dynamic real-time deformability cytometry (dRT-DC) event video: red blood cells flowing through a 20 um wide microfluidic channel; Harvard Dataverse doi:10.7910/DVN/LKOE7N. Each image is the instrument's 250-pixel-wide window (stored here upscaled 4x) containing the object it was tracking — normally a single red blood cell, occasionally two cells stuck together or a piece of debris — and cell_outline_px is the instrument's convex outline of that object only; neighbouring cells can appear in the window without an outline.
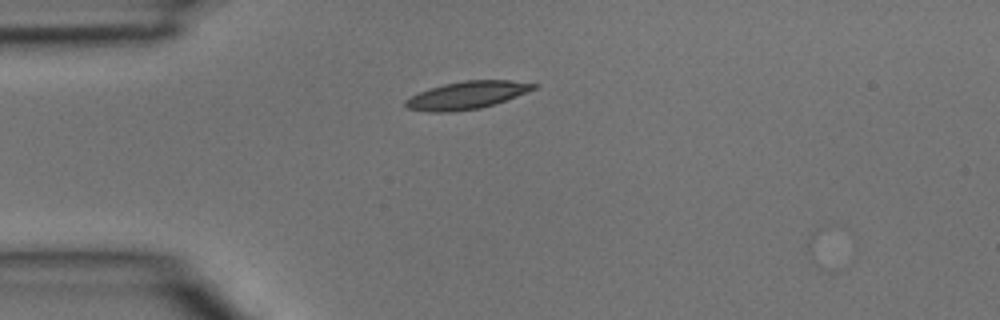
{"species": "common noctule bat (a hibernating species)", "species_latin": "Nyctalus noctula", "temperature_condition": "room temperature", "stored_images_in_passage": 1, "camera_frame_rate_fps": 3000, "um_per_image_px": 0.085, "animal": {"sex": "male", "body_mass_g": 15.6}, "frame": {"image": 1, "passage_image": 1, "time_ms": 0.0, "image_size_px": [1000, 320], "cell_outline_px": [[540, 84], [536, 88], [516, 96], [480, 108], [452, 112], [428, 112], [404, 108], [404, 100], [428, 88], [444, 84], [464, 80], [508, 80]], "centroid_in_image_um": [39.63, 8.09], "position_along_channel_um": 45.4, "area_um2": 20.58}}